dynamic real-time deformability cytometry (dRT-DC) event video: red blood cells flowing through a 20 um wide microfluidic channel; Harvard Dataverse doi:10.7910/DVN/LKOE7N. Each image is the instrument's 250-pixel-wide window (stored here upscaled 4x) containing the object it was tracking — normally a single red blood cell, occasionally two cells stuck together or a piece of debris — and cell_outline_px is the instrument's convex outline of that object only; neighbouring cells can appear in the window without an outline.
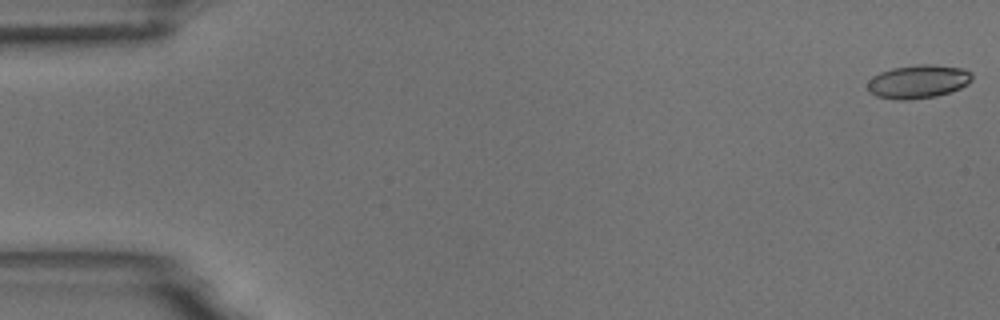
{"species": "common noctule bat (a hibernating species)", "species_latin": "Nyctalus noctula", "temperature_condition": "room temperature", "stored_images_in_passage": 11, "camera_frame_rate_fps": 3000, "um_per_image_px": 0.085, "animal": {"sex": "male", "body_mass_g": 18.8}, "frame": {"image": 1, "passage_image": 1, "time_ms": 0.0, "image_size_px": [1000, 320], "cell_outline_px": [[972, 80], [968, 84], [960, 88], [936, 96], [904, 100], [900, 100], [876, 96], [868, 92], [868, 80], [872, 76], [880, 72], [892, 68], [916, 64], [932, 64], [964, 68], [972, 72]], "centroid_in_image_um": [78.04, 6.92], "position_along_channel_um": 7.0, "area_um2": 20.52}}
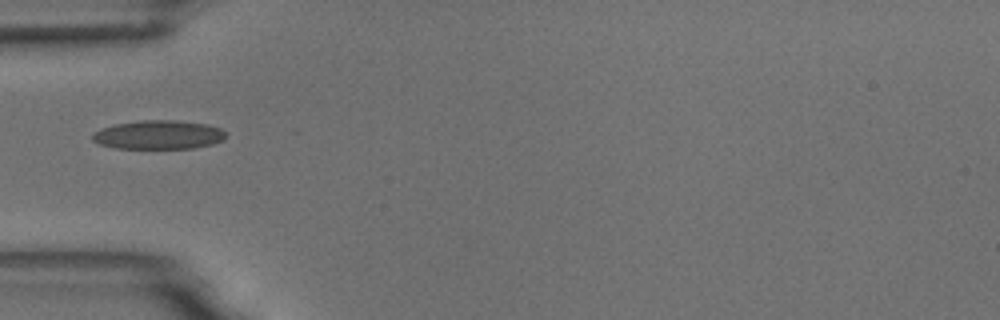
{"frame": {"image": 2, "passage_image": 5, "time_ms": 5.667, "image_size_px": [1000, 320], "cell_outline_px": [[228, 136], [224, 140], [212, 144], [192, 148], [116, 148], [100, 144], [92, 140], [92, 132], [100, 128], [116, 124], [140, 120], [176, 120], [208, 124], [220, 128]], "centroid_in_image_um": [13.48, 11.45], "position_along_channel_um": 71.5, "area_um2": 22.54}}